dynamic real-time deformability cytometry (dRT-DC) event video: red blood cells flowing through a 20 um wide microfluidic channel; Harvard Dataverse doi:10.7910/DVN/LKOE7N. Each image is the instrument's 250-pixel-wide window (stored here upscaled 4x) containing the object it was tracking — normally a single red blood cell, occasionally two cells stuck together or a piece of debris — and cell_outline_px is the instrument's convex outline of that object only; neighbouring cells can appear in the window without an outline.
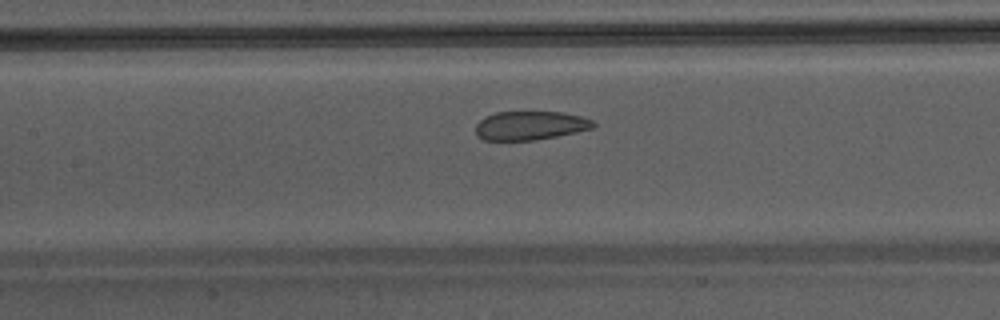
{"species": "Egyptian fruit bat (a non-hibernating species)", "species_latin": "Rousettus aegyptiacus", "temperature_condition": "warm", "stored_images_in_passage": 39, "camera_frame_rate_fps": 3000, "um_per_image_px": 0.085, "animal": {"sex": "male"}, "frame": {"image": 1, "passage_image": 15, "time_ms": 4.667, "image_size_px": [1000, 320], "cell_outline_px": [[596, 124], [592, 128], [576, 132], [536, 140], [484, 140], [476, 136], [476, 124], [484, 116], [496, 112], [564, 112], [580, 116], [592, 120]], "centroid_in_image_um": [45.04, 10.67], "position_along_channel_um": 162.4, "area_um2": 19.77}}
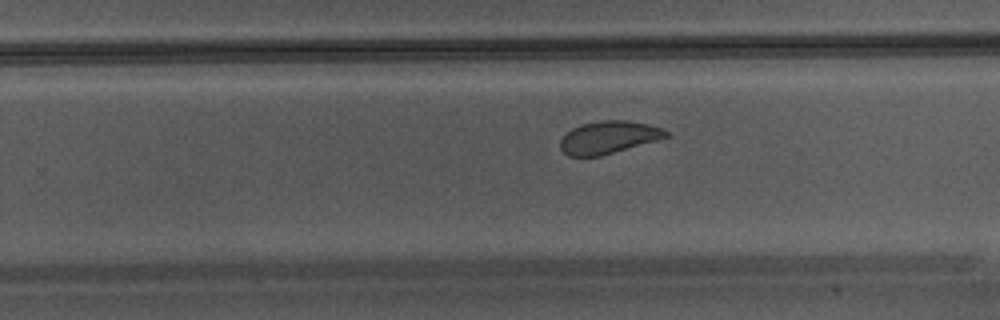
{"frame": {"image": 2, "passage_image": 23, "time_ms": 7.333, "image_size_px": [1000, 320], "cell_outline_px": [[672, 136], [660, 140], [600, 156], [568, 156], [560, 148], [560, 140], [572, 128], [584, 124], [604, 120], [624, 120], [648, 124], [664, 128]], "centroid_in_image_um": [51.8, 11.68], "position_along_channel_um": 278.0, "area_um2": 20.11}}
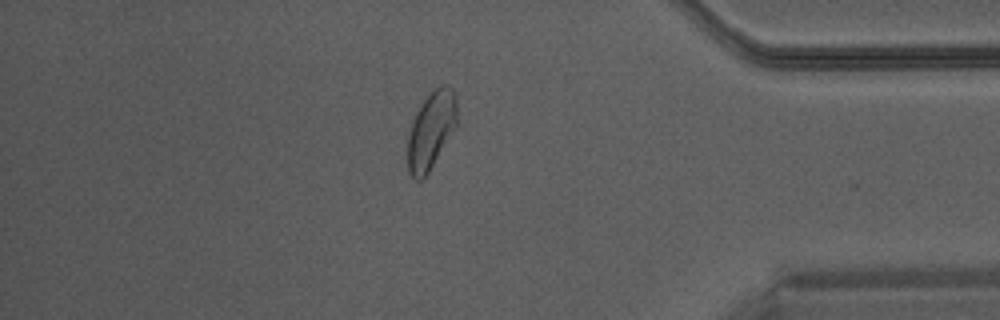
{"frame": {"image": 3, "passage_image": 33, "time_ms": 10.667, "image_size_px": [1000, 320], "cell_outline_px": [[456, 128], [428, 172], [420, 180], [416, 180], [408, 172], [408, 132], [412, 120], [416, 112], [424, 100], [440, 84], [444, 84], [452, 88], [456, 96]], "centroid_in_image_um": [36.64, 11.06], "position_along_channel_um": 398.6, "area_um2": 22.08}}